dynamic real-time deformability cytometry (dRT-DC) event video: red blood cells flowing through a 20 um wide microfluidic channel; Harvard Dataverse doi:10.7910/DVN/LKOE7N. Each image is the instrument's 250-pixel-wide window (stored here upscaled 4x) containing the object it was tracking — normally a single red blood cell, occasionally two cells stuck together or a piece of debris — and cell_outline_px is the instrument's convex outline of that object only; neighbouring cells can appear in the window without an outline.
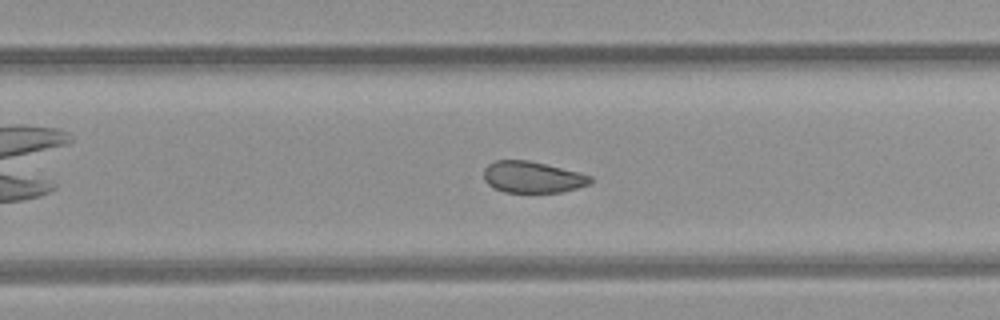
{"species": "common noctule bat (a hibernating species)", "species_latin": "Nyctalus noctula", "temperature_condition": "room temperature", "stored_images_in_passage": 40, "camera_frame_rate_fps": 3000, "um_per_image_px": 0.085, "animal": {"sex": "female", "body_mass_g": 21.9}, "frame": {"image": 1, "passage_image": 23, "time_ms": 7.333, "image_size_px": [1000, 320], "cell_outline_px": [[592, 180], [588, 184], [576, 188], [560, 192], [504, 192], [492, 188], [484, 180], [484, 168], [488, 164], [496, 160], [528, 160], [592, 176]], "centroid_in_image_um": [45.2, 15.06], "position_along_channel_um": 284.6, "area_um2": 19.31}, "authors_computed_cell_mechanics": {"area_um2": 22.253, "velocity_mm_per_s": 3.8769, "shape_relaxation_time_tau1_ms": null, "shape_relaxation_time_tau2_ms": 2.5408, "deformation_change_tau1": null, "deformation_change_tau2": 0.074}}